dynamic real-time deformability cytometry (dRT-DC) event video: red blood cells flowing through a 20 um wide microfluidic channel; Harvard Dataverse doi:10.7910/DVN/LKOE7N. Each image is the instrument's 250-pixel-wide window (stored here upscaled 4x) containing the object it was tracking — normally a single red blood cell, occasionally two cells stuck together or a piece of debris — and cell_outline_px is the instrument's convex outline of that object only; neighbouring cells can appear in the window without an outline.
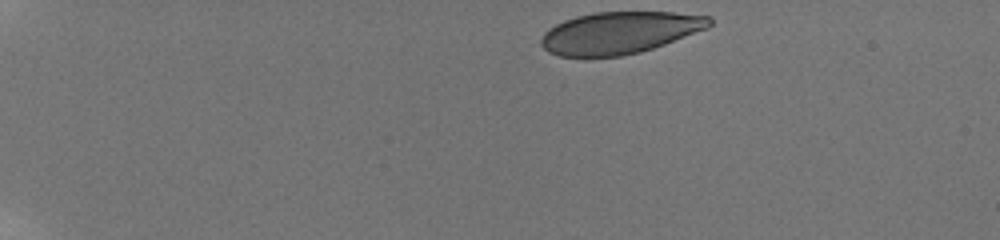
{"species": "human", "species_latin": "Homo sapiens", "temperature_condition": "room temperature", "stored_images_in_passage": 18, "camera_frame_rate_fps": 3000, "um_per_image_px": 0.085, "donor": {"sex": "male"}, "frame": {"image": 1, "passage_image": 1, "time_ms": 0.0, "image_size_px": [1000, 240], "cell_outline_px": [[712, 24], [708, 28], [664, 44], [640, 52], [620, 56], [560, 56], [548, 52], [540, 44], [540, 40], [544, 32], [548, 28], [564, 20], [576, 16], [596, 12], [672, 12], [712, 16]], "centroid_in_image_um": [52.66, 2.77], "position_along_channel_um": 32.3, "area_um2": 41.15}}
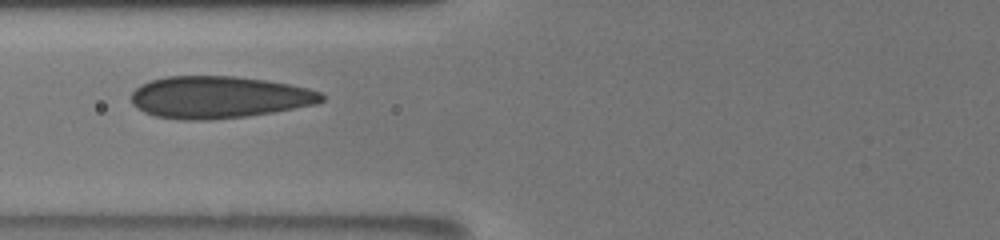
{"frame": {"image": 2, "passage_image": 10, "time_ms": 5.0, "image_size_px": [1000, 240], "cell_outline_px": [[324, 100], [316, 104], [272, 112], [248, 116], [212, 120], [180, 120], [156, 116], [144, 112], [136, 108], [132, 104], [132, 92], [140, 84], [152, 80], [168, 76], [236, 76], [264, 80], [288, 84], [308, 88], [320, 92], [324, 96]], "centroid_in_image_um": [18.58, 8.27], "position_along_channel_um": 107.2, "area_um2": 46.7}}
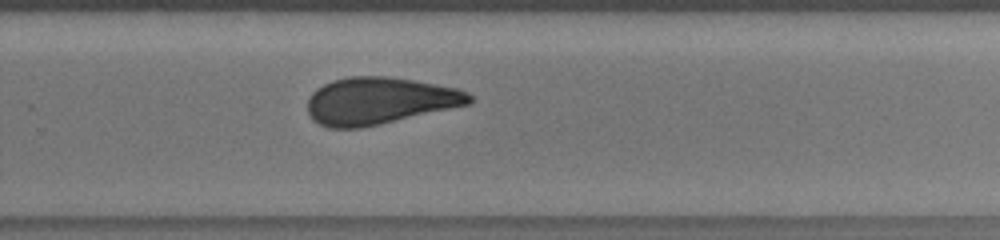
{"frame": {"image": 3, "passage_image": 18, "time_ms": 10.0, "image_size_px": [1000, 240], "cell_outline_px": [[472, 100], [468, 104], [380, 124], [360, 128], [328, 128], [312, 120], [308, 112], [308, 96], [316, 88], [332, 80], [348, 76], [388, 76], [412, 80], [456, 88], [468, 92], [472, 96]], "centroid_in_image_um": [32.19, 8.56], "position_along_channel_um": 297.6, "area_um2": 44.16}}